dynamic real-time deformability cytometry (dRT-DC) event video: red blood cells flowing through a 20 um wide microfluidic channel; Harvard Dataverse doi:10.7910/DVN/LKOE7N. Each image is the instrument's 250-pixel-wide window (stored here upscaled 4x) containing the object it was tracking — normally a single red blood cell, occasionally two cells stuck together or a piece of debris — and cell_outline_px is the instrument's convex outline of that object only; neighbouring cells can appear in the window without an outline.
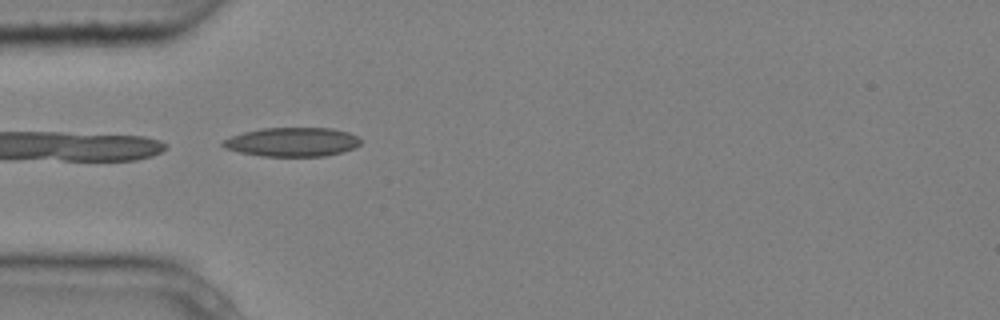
{"species": "common noctule bat (a hibernating species)", "species_latin": "Nyctalus noctula", "temperature_condition": "cold", "stored_images_in_passage": 8, "camera_frame_rate_fps": 3000, "um_per_image_px": 0.085, "animal": {"sex": "male", "body_mass_g": 20.4}, "frame": {"image": 1, "passage_image": 5, "time_ms": 1.333, "image_size_px": [1000, 320], "cell_outline_px": [[360, 144], [356, 148], [324, 156], [260, 156], [240, 152], [224, 148], [220, 144], [224, 140], [232, 136], [244, 132], [260, 128], [332, 128], [348, 132], [356, 136], [360, 140]], "centroid_in_image_um": [24.83, 12.07], "position_along_channel_um": 60.2, "area_um2": 23.24}}
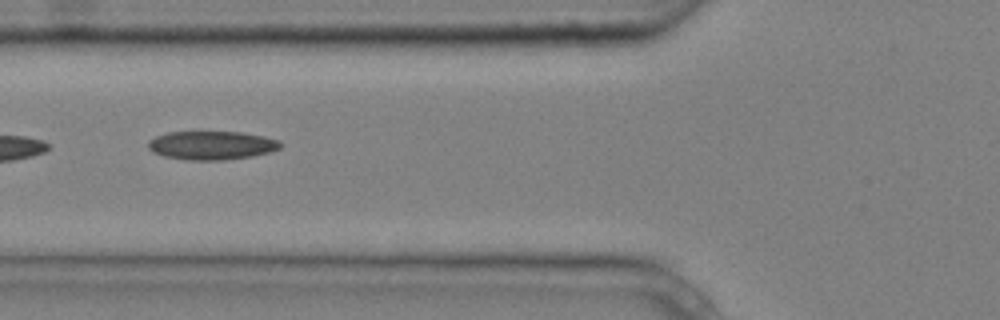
{"frame": {"image": 2, "passage_image": 6, "time_ms": 1.667, "image_size_px": [1000, 320], "cell_outline_px": [[284, 144], [280, 148], [268, 152], [252, 156], [224, 160], [188, 160], [164, 156], [152, 152], [148, 148], [148, 140], [156, 136], [168, 132], [240, 132], [264, 136], [280, 140]], "centroid_in_image_um": [18.0, 12.35], "position_along_channel_um": 107.8, "area_um2": 22.14}}